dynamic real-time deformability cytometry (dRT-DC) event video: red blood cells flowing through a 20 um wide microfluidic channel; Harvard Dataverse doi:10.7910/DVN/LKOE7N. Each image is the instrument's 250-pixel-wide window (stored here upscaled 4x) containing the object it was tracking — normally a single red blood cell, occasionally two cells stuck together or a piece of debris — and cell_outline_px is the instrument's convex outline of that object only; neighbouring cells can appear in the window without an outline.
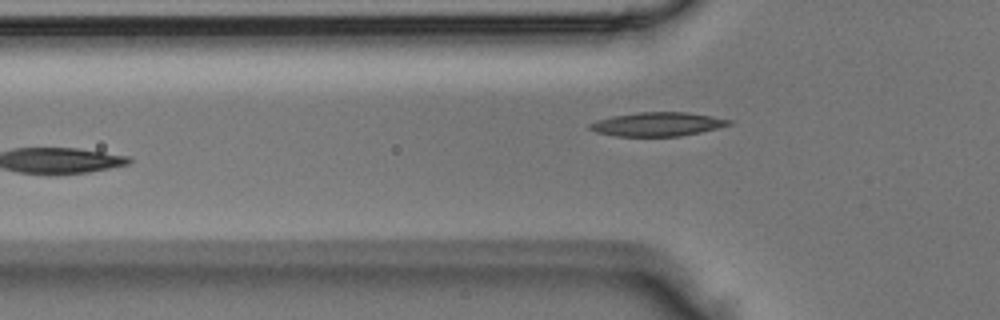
{"species": "Egyptian fruit bat (a non-hibernating species)", "species_latin": "Rousettus aegyptiacus", "temperature_condition": "room temperature", "stored_images_in_passage": 4, "camera_frame_rate_fps": 3000, "um_per_image_px": 0.085, "animal": {"sex": "male"}, "frame": {"image": 1, "passage_image": 4, "time_ms": 1.0, "image_size_px": [1000, 320], "cell_outline_px": [[732, 124], [700, 132], [680, 136], [616, 136], [596, 132], [588, 128], [588, 124], [596, 120], [612, 116], [636, 112], [688, 112], [712, 116], [732, 120]], "centroid_in_image_um": [55.86, 10.55], "position_along_channel_um": 69.9, "area_um2": 19.36}}